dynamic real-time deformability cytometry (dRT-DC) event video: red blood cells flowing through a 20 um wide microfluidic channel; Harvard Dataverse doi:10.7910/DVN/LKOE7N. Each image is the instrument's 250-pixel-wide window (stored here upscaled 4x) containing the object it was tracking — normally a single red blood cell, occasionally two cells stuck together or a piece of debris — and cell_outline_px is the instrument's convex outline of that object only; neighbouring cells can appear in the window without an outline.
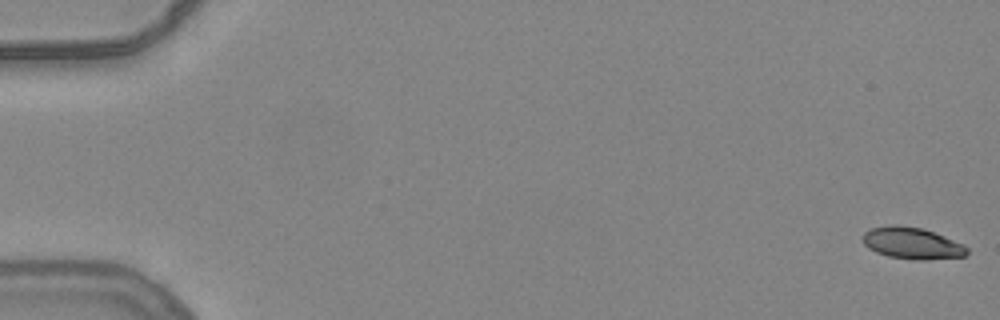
{"species": "common noctule bat (a hibernating species)", "species_latin": "Nyctalus noctula", "temperature_condition": "warm", "stored_images_in_passage": 54, "camera_frame_rate_fps": 3000, "um_per_image_px": 0.085, "animal": {"sex": "female", "body_mass_g": 24.6, "forearm_length_mm": 56.2}, "frame": {"image": 1, "passage_image": 1, "time_ms": 0.0, "image_size_px": [1000, 320], "cell_outline_px": [[968, 252], [964, 256], [924, 260], [916, 260], [888, 256], [876, 252], [868, 248], [864, 244], [864, 232], [872, 228], [892, 224], [896, 224], [920, 228], [944, 236], [964, 244], [968, 248]], "centroid_in_image_um": [77.53, 20.67], "position_along_channel_um": 7.5, "area_um2": 19.07}}
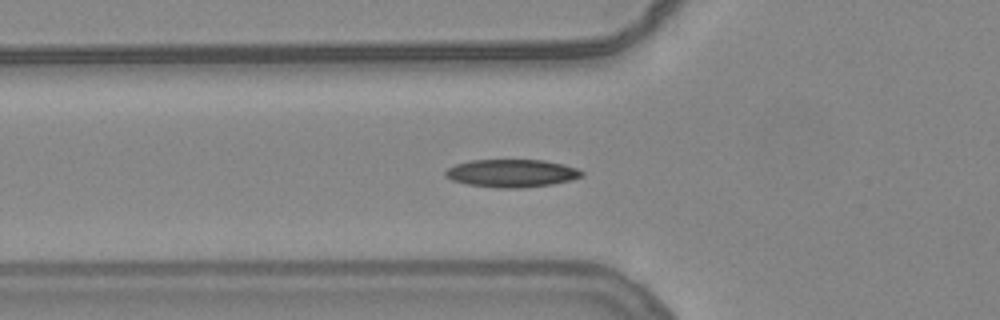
{"frame": {"image": 2, "passage_image": 20, "time_ms": 6.333, "image_size_px": [1000, 320], "cell_outline_px": [[584, 176], [572, 180], [552, 184], [524, 188], [496, 188], [468, 184], [452, 180], [444, 176], [444, 172], [448, 168], [456, 164], [472, 160], [544, 160], [564, 164], [576, 168], [584, 172]], "centroid_in_image_um": [43.52, 14.73], "position_along_channel_um": 82.3, "area_um2": 22.25}}
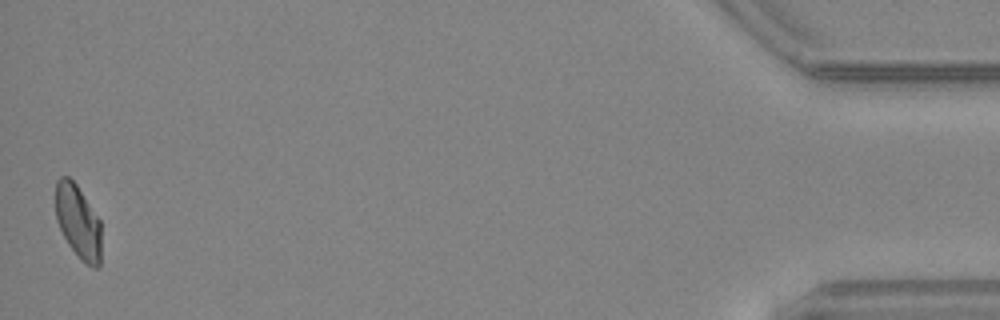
{"frame": {"image": 3, "passage_image": 54, "time_ms": 17.667, "image_size_px": [1000, 320], "cell_outline_px": [[100, 264], [96, 268], [92, 268], [80, 260], [68, 244], [56, 220], [56, 180], [60, 176], [68, 176], [76, 184], [100, 220]], "centroid_in_image_um": [6.63, 18.86], "position_along_channel_um": 428.6, "area_um2": 19.54}, "authors_computed_cell_mechanics": {"area_um2": 20.4901, "velocity_mm_per_s": 3.863, "shape_relaxation_time_tau1_ms": 7.0505, "shape_relaxation_time_tau2_ms": 6.2292, "deformation_change_tau1": 0.1638, "deformation_change_tau2": 0.1117}}